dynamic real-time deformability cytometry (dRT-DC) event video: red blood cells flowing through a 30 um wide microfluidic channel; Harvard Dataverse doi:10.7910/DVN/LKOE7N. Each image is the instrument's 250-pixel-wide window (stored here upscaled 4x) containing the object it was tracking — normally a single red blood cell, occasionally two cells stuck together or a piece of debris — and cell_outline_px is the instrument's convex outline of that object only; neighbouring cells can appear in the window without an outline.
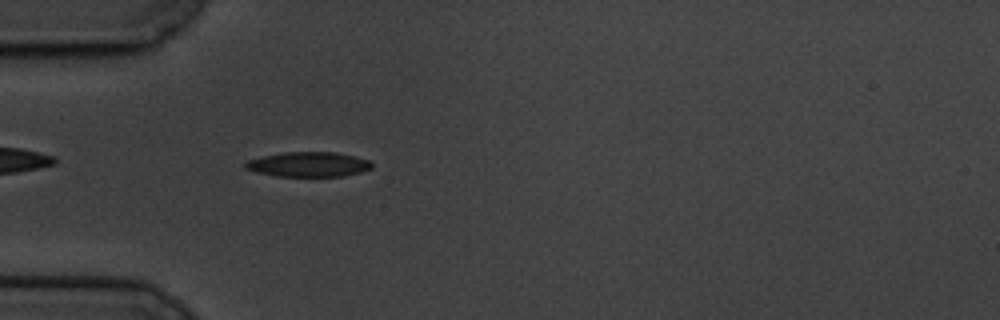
{"species": "common noctule bat (a hibernating species)", "species_latin": "Nyctalus noctula", "temperature_condition": "cold", "stored_images_in_passage": 46, "camera_frame_rate_fps": 3000, "um_per_image_px": 0.085, "animal": {"sex": "male", "body_mass_g": 19.5, "forearm_length_mm": 54.6}, "frame": {"image": 1, "passage_image": 4, "time_ms": 1.0, "image_size_px": [1000, 320], "cell_outline_px": [[372, 168], [360, 172], [344, 176], [276, 176], [256, 172], [244, 168], [244, 164], [248, 160], [264, 156], [284, 152], [332, 152], [352, 156], [368, 160], [372, 164]], "centroid_in_image_um": [26.19, 13.98], "position_along_channel_um": 58.8, "area_um2": 18.09}}
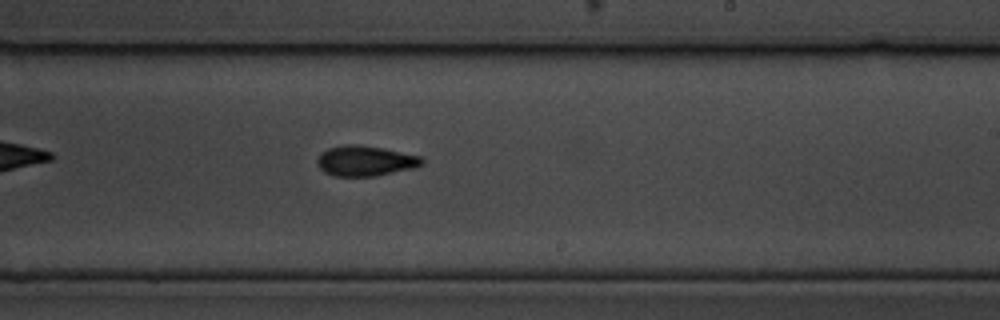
{"frame": {"image": 2, "passage_image": 22, "time_ms": 7.0, "image_size_px": [1000, 320], "cell_outline_px": [[424, 164], [412, 168], [376, 176], [332, 176], [324, 172], [316, 164], [316, 160], [328, 148], [344, 144], [356, 144], [384, 148], [420, 156], [424, 160]], "centroid_in_image_um": [31.04, 13.67], "position_along_channel_um": 258.0, "area_um2": 18.5}}
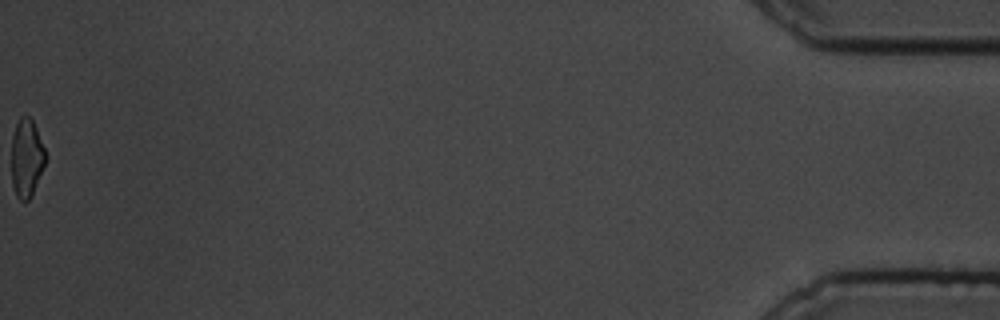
{"frame": {"image": 3, "passage_image": 46, "time_ms": 15.0, "image_size_px": [1000, 320], "cell_outline_px": [[48, 156], [32, 196], [28, 200], [20, 200], [16, 196], [12, 184], [12, 136], [16, 124], [20, 116], [28, 116], [32, 120], [36, 128]], "centroid_in_image_um": [2.27, 13.44], "position_along_channel_um": 432.9, "area_um2": 15.61}, "authors_computed_cell_mechanics": {"area_um2": 17.7735, "velocity_mm_per_s": 3.3936, "shape_relaxation_time_tau1_ms": 5.0983, "shape_relaxation_time_tau2_ms": 2.8181, "deformation_change_tau1": 0.1548, "deformation_change_tau2": 0.0841}}